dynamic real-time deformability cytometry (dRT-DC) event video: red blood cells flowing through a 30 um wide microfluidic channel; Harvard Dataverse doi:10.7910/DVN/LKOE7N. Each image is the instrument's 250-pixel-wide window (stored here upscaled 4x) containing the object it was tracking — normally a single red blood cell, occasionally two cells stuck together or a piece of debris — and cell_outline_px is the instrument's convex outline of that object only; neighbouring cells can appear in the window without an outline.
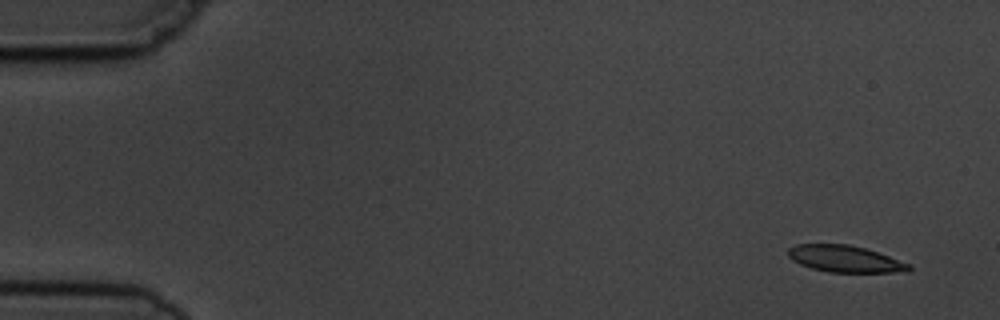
{"species": "common noctule bat (a hibernating species)", "species_latin": "Nyctalus noctula", "temperature_condition": "cold", "stored_images_in_passage": 10, "camera_frame_rate_fps": 3000, "um_per_image_px": 0.085, "animal": {"sex": "male", "body_mass_g": 19.5, "forearm_length_mm": 54.6}, "frame": {"image": 1, "passage_image": 1, "time_ms": 0.0, "image_size_px": [1000, 320], "cell_outline_px": [[912, 268], [908, 272], [828, 272], [812, 268], [800, 264], [792, 260], [788, 256], [788, 248], [796, 244], [848, 244], [864, 248], [912, 264]], "centroid_in_image_um": [71.83, 22.01], "position_along_channel_um": 13.2, "area_um2": 18.79}}
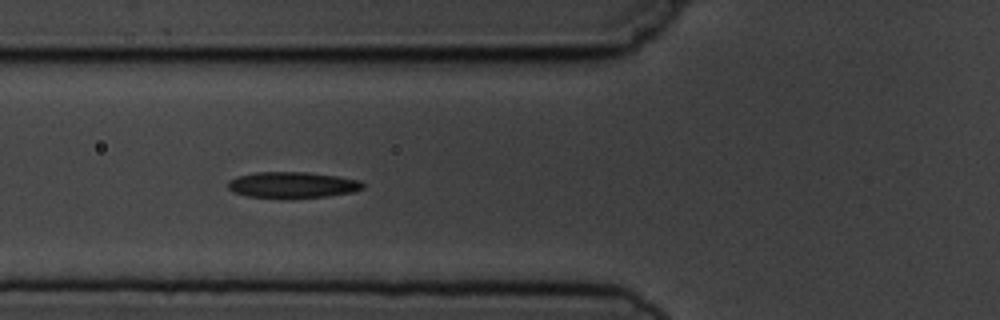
{"frame": {"image": 2, "passage_image": 6, "time_ms": 5.667, "image_size_px": [1000, 320], "cell_outline_px": [[364, 188], [352, 192], [328, 196], [284, 200], [248, 196], [232, 192], [228, 188], [228, 180], [236, 176], [256, 172], [308, 172], [336, 176], [360, 180], [364, 184]], "centroid_in_image_um": [24.82, 15.74], "position_along_channel_um": 101.0, "area_um2": 21.1}}
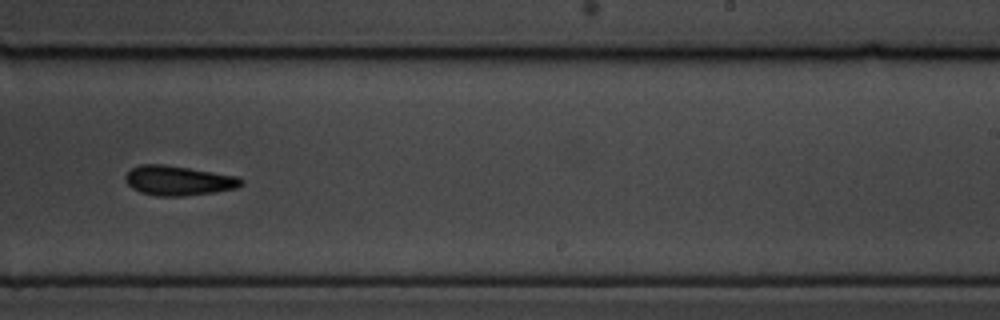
{"frame": {"image": 3, "passage_image": 10, "time_ms": 10.333, "image_size_px": [1000, 320], "cell_outline_px": [[244, 184], [236, 188], [216, 192], [184, 196], [156, 196], [140, 192], [132, 188], [124, 180], [124, 176], [132, 168], [140, 164], [164, 164], [236, 176], [244, 180]], "centroid_in_image_um": [15.15, 15.35], "position_along_channel_um": 273.9, "area_um2": 20.06}}